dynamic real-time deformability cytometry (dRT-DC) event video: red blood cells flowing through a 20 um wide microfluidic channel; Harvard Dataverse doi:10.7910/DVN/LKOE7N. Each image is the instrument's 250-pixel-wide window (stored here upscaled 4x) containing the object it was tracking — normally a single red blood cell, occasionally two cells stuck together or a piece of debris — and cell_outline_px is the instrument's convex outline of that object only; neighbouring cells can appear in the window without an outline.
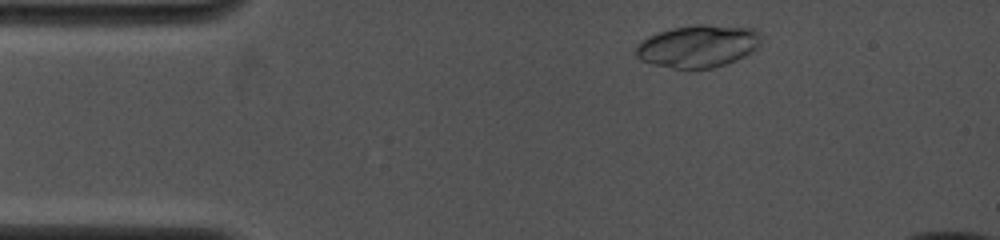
{"species": "common noctule bat (a hibernating species)", "species_latin": "Nyctalus noctula", "temperature_condition": "cold", "stored_images_in_passage": 12, "camera_frame_rate_fps": 4000, "um_per_image_px": 0.085, "animal": {"sex": "female", "body_mass_g": 19.0, "forearm_length_mm": 53.3}, "frame": {"image": 1, "passage_image": 2, "time_ms": 0.5, "image_size_px": [1000, 240], "cell_outline_px": [[760, 44], [752, 52], [736, 60], [712, 68], [672, 68], [652, 64], [640, 60], [636, 56], [636, 44], [660, 32], [672, 28], [696, 24], [704, 24], [756, 28], [760, 32]], "centroid_in_image_um": [59.36, 3.91], "position_along_channel_um": 25.6, "area_um2": 30.87}}